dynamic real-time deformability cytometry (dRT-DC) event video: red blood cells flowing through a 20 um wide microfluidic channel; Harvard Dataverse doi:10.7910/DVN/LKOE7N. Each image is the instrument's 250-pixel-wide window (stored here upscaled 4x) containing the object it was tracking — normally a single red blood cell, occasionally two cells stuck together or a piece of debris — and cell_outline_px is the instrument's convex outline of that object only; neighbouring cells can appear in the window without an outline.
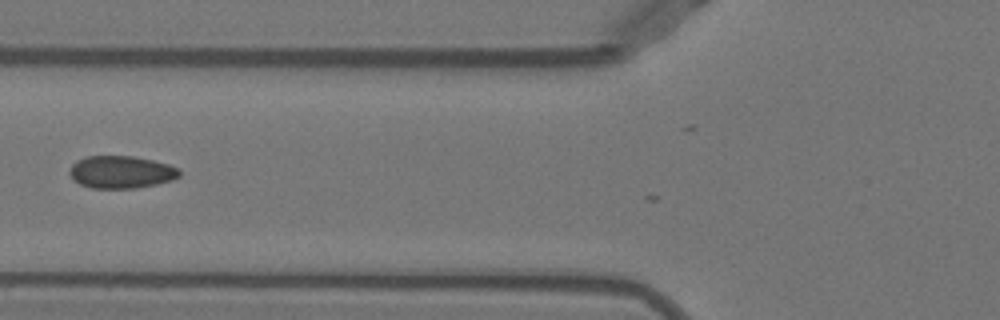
{"species": "Egyptian fruit bat (a non-hibernating species)", "species_latin": "Rousettus aegyptiacus", "temperature_condition": "warm", "stored_images_in_passage": 8, "camera_frame_rate_fps": 3000, "um_per_image_px": 0.085, "animal": {"sex": "female"}, "frame": {"image": 1, "passage_image": 3, "time_ms": 0.667, "image_size_px": [1000, 320], "cell_outline_px": [[180, 176], [172, 180], [156, 184], [136, 188], [92, 188], [80, 184], [72, 180], [68, 172], [72, 164], [76, 160], [88, 156], [132, 156], [152, 160], [168, 164], [180, 168]], "centroid_in_image_um": [10.28, 14.62], "position_along_channel_um": 115.5, "area_um2": 20.92}}
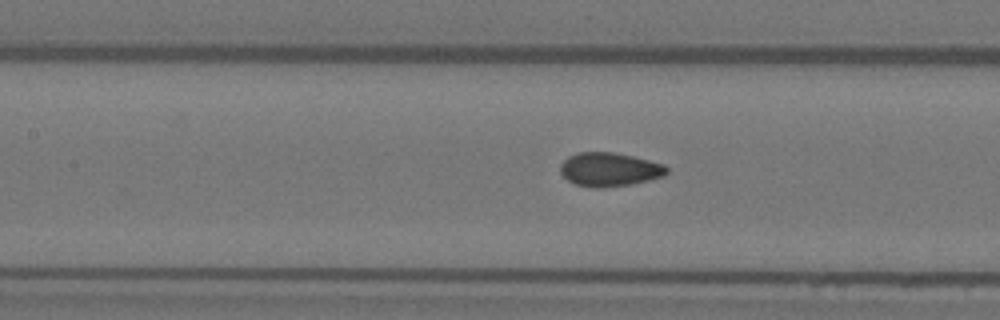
{"frame": {"image": 2, "passage_image": 6, "time_ms": 1.667, "image_size_px": [1000, 320], "cell_outline_px": [[668, 172], [664, 176], [648, 180], [628, 184], [604, 188], [592, 188], [576, 184], [568, 180], [560, 172], [560, 164], [568, 156], [576, 152], [612, 152], [632, 156], [664, 164], [668, 168]], "centroid_in_image_um": [51.78, 14.4], "position_along_channel_um": 155.6, "area_um2": 20.92}}